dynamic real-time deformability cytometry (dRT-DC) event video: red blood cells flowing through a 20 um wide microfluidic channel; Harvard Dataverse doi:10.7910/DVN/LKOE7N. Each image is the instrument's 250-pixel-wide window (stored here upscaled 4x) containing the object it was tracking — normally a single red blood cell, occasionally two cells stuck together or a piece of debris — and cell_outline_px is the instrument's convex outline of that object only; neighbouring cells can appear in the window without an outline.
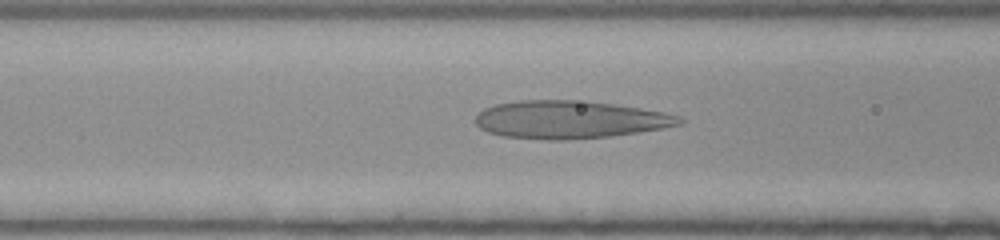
{"species": "human", "species_latin": "Homo sapiens", "temperature_condition": "room temperature", "stored_images_in_passage": 52, "camera_frame_rate_fps": 3000, "um_per_image_px": 0.085, "donor": {"sex": "female"}, "frame": {"image": 1, "passage_image": 21, "time_ms": 6.667, "image_size_px": [1000, 240], "cell_outline_px": [[684, 124], [664, 128], [608, 136], [564, 140], [548, 140], [504, 136], [488, 132], [480, 128], [476, 124], [476, 116], [484, 108], [496, 104], [520, 100], [572, 100], [612, 104], [640, 108], [664, 112], [680, 116], [684, 120]], "centroid_in_image_um": [48.43, 10.17], "position_along_channel_um": 118.2, "area_um2": 44.68}}
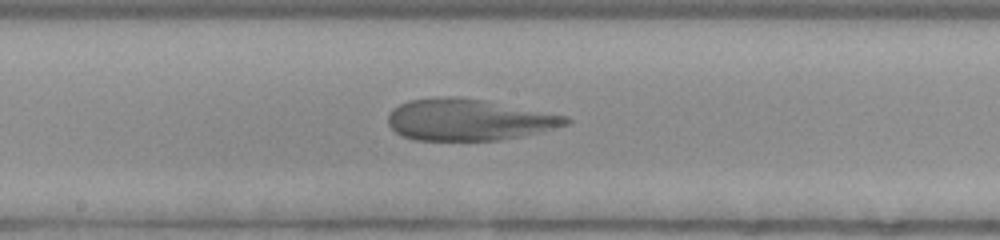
{"frame": {"image": 2, "passage_image": 28, "time_ms": 9.0, "image_size_px": [1000, 240], "cell_outline_px": [[572, 120], [568, 124], [520, 136], [496, 140], [412, 140], [396, 132], [388, 124], [388, 112], [392, 108], [408, 100], [444, 96], [456, 96], [484, 100], [568, 116]], "centroid_in_image_um": [39.78, 10.16], "position_along_channel_um": 208.4, "area_um2": 42.83}}
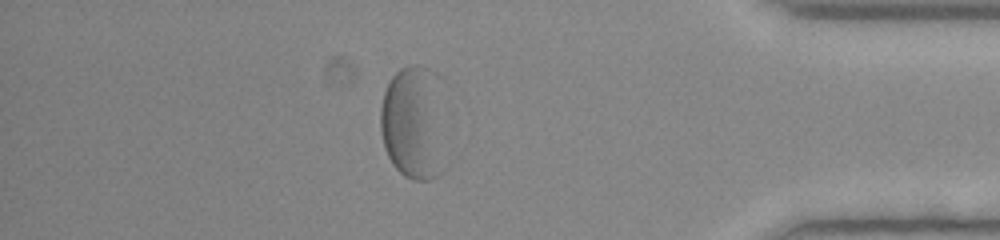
{"frame": {"image": 3, "passage_image": 45, "time_ms": 14.667, "image_size_px": [1000, 240], "cell_outline_px": [[448, 168], [440, 176], [432, 180], [412, 180], [404, 176], [392, 164], [384, 148], [380, 132], [380, 108], [384, 92], [388, 80], [400, 68], [408, 64], [416, 64], [428, 68], [436, 72], [444, 80]], "centroid_in_image_um": [35.3, 10.44], "position_along_channel_um": 399.9, "area_um2": 47.28}}